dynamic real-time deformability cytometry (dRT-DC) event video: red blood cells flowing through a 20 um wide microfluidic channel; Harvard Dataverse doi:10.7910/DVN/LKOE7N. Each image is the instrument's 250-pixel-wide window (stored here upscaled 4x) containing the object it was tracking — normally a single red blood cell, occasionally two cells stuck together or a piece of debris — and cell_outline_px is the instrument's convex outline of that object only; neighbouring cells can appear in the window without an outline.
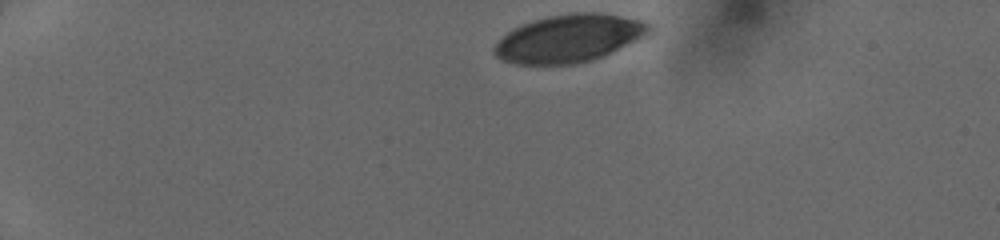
{"species": "human", "species_latin": "Homo sapiens", "temperature_condition": "cold", "stored_images_in_passage": 13, "camera_frame_rate_fps": 3000, "um_per_image_px": 0.085, "donor": {"sex": "female"}, "frame": {"image": 1, "passage_image": 1, "time_ms": 0.0, "image_size_px": [1000, 240], "cell_outline_px": [[652, 32], [648, 36], [592, 60], [572, 64], [516, 64], [504, 60], [496, 56], [492, 52], [492, 48], [512, 28], [520, 24], [532, 20], [548, 16], [572, 12], [600, 12], [644, 20], [652, 28]], "centroid_in_image_um": [48.4, 3.24], "position_along_channel_um": 36.6, "area_um2": 43.23}}
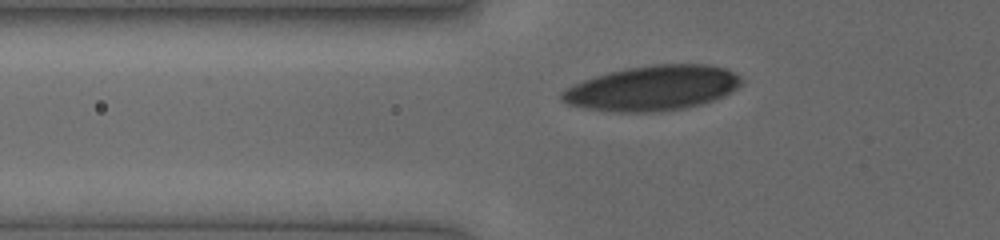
{"frame": {"image": 2, "passage_image": 11, "time_ms": 2.667, "image_size_px": [1000, 240], "cell_outline_px": [[744, 80], [736, 88], [724, 96], [700, 104], [660, 112], [616, 112], [584, 108], [568, 104], [560, 100], [560, 92], [564, 88], [584, 80], [608, 72], [624, 68], [652, 64], [708, 64], [724, 68], [740, 76]], "centroid_in_image_um": [55.43, 7.48], "position_along_channel_um": 70.4, "area_um2": 47.11}}